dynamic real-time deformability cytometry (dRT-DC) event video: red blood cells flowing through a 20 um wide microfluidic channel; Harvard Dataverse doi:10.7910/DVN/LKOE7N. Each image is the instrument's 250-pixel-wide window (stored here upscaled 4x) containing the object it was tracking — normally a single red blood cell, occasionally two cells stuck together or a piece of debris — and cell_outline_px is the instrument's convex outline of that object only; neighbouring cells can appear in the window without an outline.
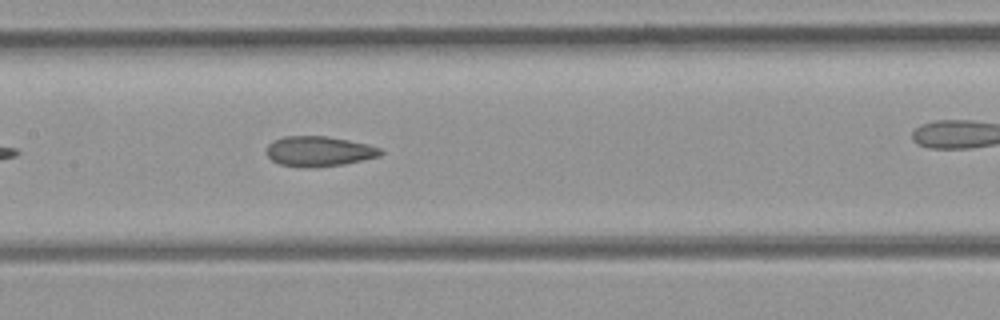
{"species": "common noctule bat (a hibernating species)", "species_latin": "Nyctalus noctula", "temperature_condition": "room temperature", "stored_images_in_passage": 17, "camera_frame_rate_fps": 3000, "um_per_image_px": 0.085, "animal": {"sex": "female", "body_mass_g": 21.9}, "frame": {"image": 1, "passage_image": 10, "time_ms": 3.0, "image_size_px": [1000, 320], "cell_outline_px": [[384, 152], [380, 156], [344, 164], [308, 168], [304, 168], [280, 164], [272, 160], [268, 156], [268, 144], [272, 140], [284, 136], [328, 136], [368, 144], [380, 148]], "centroid_in_image_um": [27.12, 12.86], "position_along_channel_um": 180.3, "area_um2": 20.06}}
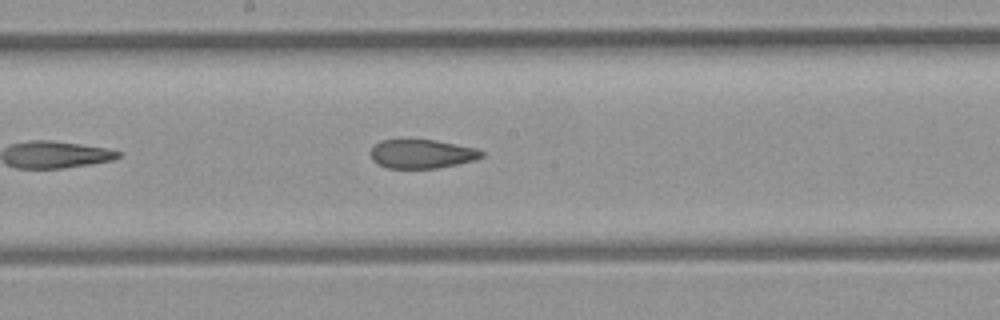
{"frame": {"image": 2, "passage_image": 12, "time_ms": 3.667, "image_size_px": [1000, 320], "cell_outline_px": [[484, 156], [476, 160], [436, 168], [388, 168], [372, 160], [372, 148], [380, 140], [436, 140], [476, 148], [484, 152]], "centroid_in_image_um": [35.9, 13.08], "position_along_channel_um": 212.3, "area_um2": 18.5}}